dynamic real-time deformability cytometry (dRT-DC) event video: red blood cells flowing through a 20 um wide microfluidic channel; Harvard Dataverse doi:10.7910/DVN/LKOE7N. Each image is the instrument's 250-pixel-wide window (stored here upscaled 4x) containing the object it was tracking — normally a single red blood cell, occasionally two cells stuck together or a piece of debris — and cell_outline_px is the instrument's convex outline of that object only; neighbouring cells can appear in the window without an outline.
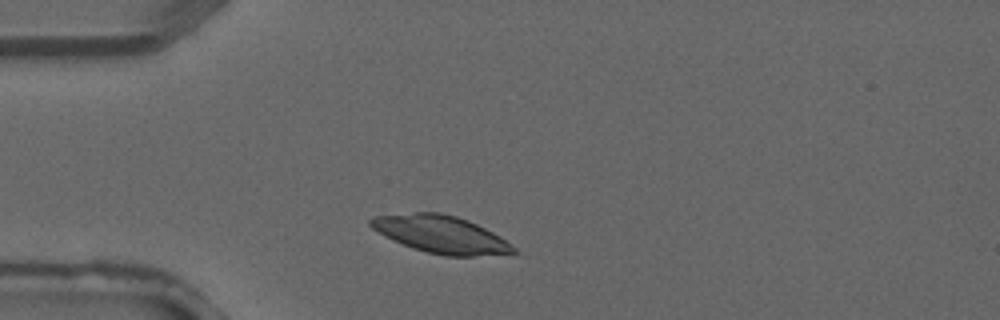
{"species": "common noctule bat (a hibernating species)", "species_latin": "Nyctalus noctula", "temperature_condition": "warm", "stored_images_in_passage": 2, "camera_frame_rate_fps": 3000, "um_per_image_px": 0.085, "animal": {"sex": "male", "forearm_length_mm": 52.5}, "frame": {"image": 1, "passage_image": 2, "time_ms": 0.333, "image_size_px": [1000, 320], "cell_outline_px": [[520, 252], [476, 256], [444, 256], [412, 248], [392, 240], [384, 236], [372, 228], [368, 224], [368, 220], [376, 216], [416, 212], [440, 212], [456, 216], [468, 220], [500, 236], [516, 248]], "centroid_in_image_um": [37.46, 19.92], "position_along_channel_um": 47.5, "area_um2": 31.1}}